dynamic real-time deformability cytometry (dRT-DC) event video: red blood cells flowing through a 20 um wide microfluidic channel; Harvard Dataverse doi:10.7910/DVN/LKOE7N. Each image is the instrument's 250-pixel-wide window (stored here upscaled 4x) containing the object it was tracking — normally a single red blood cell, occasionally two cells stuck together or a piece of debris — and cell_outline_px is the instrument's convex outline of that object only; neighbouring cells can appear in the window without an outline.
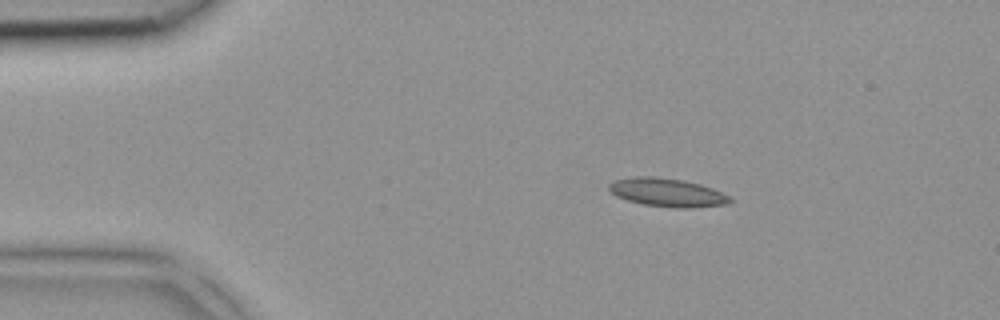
{"species": "common noctule bat (a hibernating species)", "species_latin": "Nyctalus noctula", "temperature_condition": "room temperature", "stored_images_in_passage": 2, "camera_frame_rate_fps": 3000, "um_per_image_px": 0.085, "animal": {"sex": "female", "body_mass_g": 18.4}, "frame": {"image": 1, "passage_image": 1, "time_ms": 0.0, "image_size_px": [1000, 320], "cell_outline_px": [[732, 200], [728, 204], [692, 208], [676, 208], [644, 204], [628, 200], [616, 196], [608, 188], [608, 184], [616, 180], [632, 176], [656, 176], [684, 180], [700, 184], [712, 188], [732, 196]], "centroid_in_image_um": [56.75, 16.35], "position_along_channel_um": 28.2, "area_um2": 20.17}}